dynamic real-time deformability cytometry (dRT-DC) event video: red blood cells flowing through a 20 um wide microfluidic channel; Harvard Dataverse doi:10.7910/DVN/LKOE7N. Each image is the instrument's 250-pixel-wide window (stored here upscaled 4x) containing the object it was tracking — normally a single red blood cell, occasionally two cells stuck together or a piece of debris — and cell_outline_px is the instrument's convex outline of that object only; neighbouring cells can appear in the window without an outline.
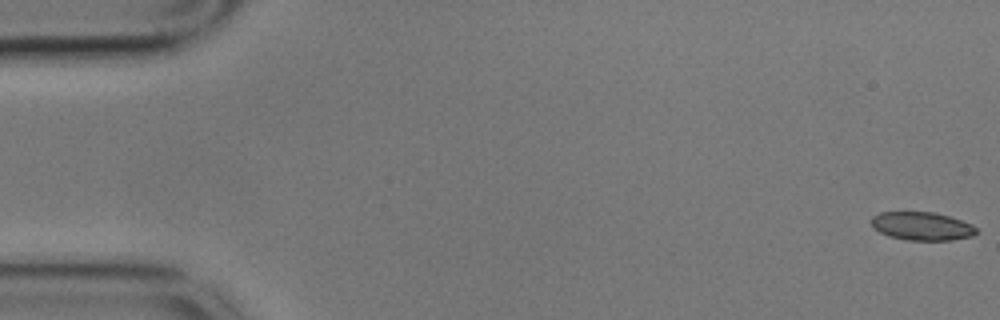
{"species": "common noctule bat (a hibernating species)", "species_latin": "Nyctalus noctula", "temperature_condition": "cold", "stored_images_in_passage": 57, "camera_frame_rate_fps": 3000, "um_per_image_px": 0.085, "animal": {"sex": "male", "body_mass_g": 17.9}, "frame": {"image": 1, "passage_image": 1, "time_ms": 0.0, "image_size_px": [1000, 320], "cell_outline_px": [[976, 232], [972, 236], [952, 240], [908, 240], [888, 236], [880, 232], [872, 224], [872, 216], [880, 212], [936, 212], [972, 224], [976, 228]], "centroid_in_image_um": [78.37, 19.22], "position_along_channel_um": 6.6, "area_um2": 17.17}}
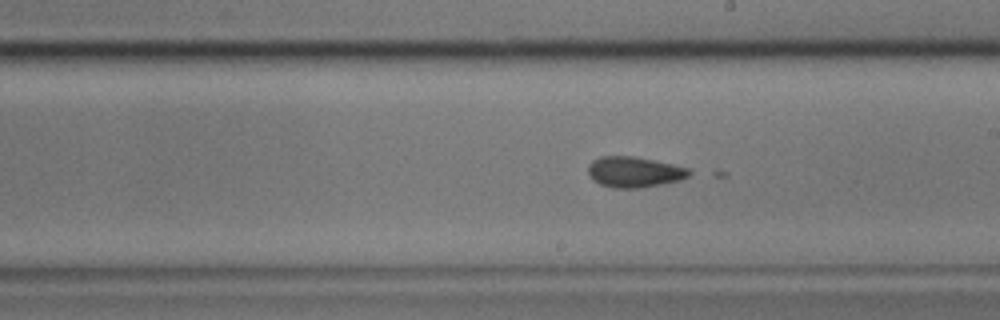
{"frame": {"image": 2, "passage_image": 32, "time_ms": 10.333, "image_size_px": [1000, 320], "cell_outline_px": [[696, 172], [680, 180], [664, 184], [640, 188], [612, 188], [600, 184], [592, 180], [588, 172], [588, 164], [592, 160], [600, 156], [632, 156], [672, 164], [688, 168]], "centroid_in_image_um": [53.92, 14.63], "position_along_channel_um": 235.1, "area_um2": 18.26}}
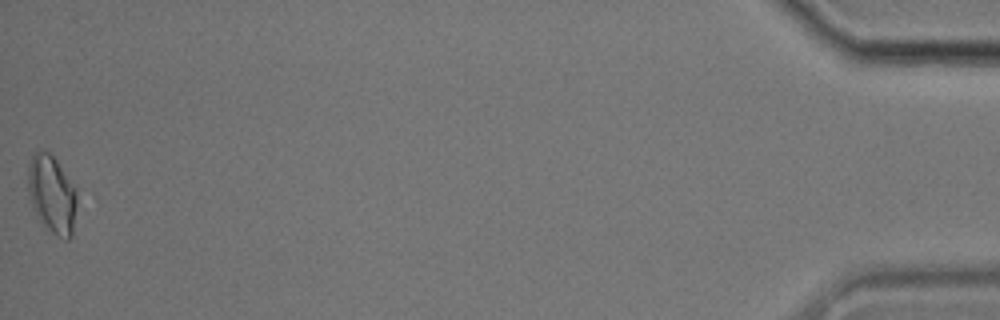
{"frame": {"image": 3, "passage_image": 57, "time_ms": 18.667, "image_size_px": [1000, 320], "cell_outline_px": [[84, 200], [72, 236], [68, 240], [64, 240], [56, 236], [40, 220], [32, 204], [28, 192], [28, 164], [36, 148], [48, 152], [56, 160], [76, 188]], "centroid_in_image_um": [4.54, 16.56], "position_along_channel_um": 430.7, "area_um2": 23.41}}